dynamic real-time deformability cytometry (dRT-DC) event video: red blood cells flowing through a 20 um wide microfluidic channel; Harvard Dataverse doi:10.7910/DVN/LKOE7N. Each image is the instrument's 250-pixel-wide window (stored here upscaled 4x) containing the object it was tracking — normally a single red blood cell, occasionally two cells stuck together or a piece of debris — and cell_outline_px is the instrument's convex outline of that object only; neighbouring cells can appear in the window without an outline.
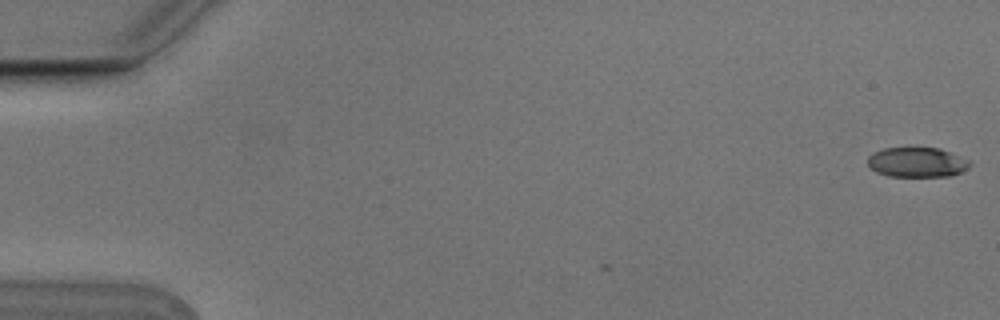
{"species": "Egyptian fruit bat (a non-hibernating species)", "species_latin": "Rousettus aegyptiacus", "temperature_condition": "cold", "stored_images_in_passage": 2, "camera_frame_rate_fps": 3000, "um_per_image_px": 0.085, "animal": {"sex": "male"}, "frame": {"image": 1, "passage_image": 2, "time_ms": 0.333, "image_size_px": [1000, 320], "cell_outline_px": [[972, 164], [968, 168], [952, 176], [888, 176], [876, 172], [868, 164], [868, 156], [872, 152], [884, 148], [940, 148], [972, 160]], "centroid_in_image_um": [77.98, 13.79], "position_along_channel_um": 7.0, "area_um2": 17.92}}